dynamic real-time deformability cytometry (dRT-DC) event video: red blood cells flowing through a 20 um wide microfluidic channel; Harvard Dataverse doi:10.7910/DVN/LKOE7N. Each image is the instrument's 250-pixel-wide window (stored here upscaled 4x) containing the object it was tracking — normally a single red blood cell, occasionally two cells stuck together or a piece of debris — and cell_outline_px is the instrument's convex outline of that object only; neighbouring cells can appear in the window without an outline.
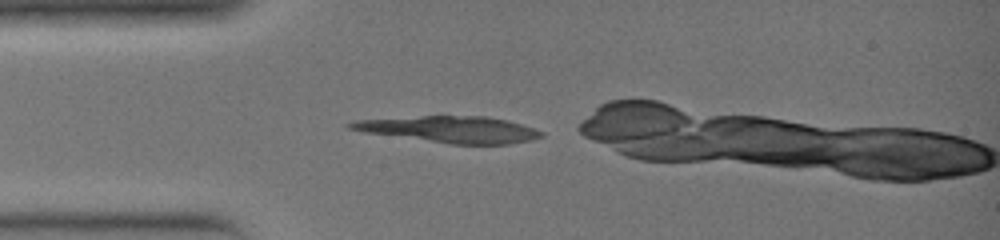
{"species": "common noctule bat (a hibernating species)", "species_latin": "Nyctalus noctula", "temperature_condition": "warm", "stored_images_in_passage": 10, "camera_frame_rate_fps": 3000, "um_per_image_px": 0.085, "animal": {"sex": "female", "body_mass_g": 19.0, "forearm_length_mm": 51.5}, "frame": {"image": 1, "passage_image": 1, "time_ms": 0.0, "image_size_px": [1000, 240], "cell_outline_px": [[544, 136], [532, 140], [508, 144], [452, 144], [364, 132], [348, 128], [344, 124], [352, 120], [424, 116], [488, 116], [508, 120], [544, 132]], "centroid_in_image_um": [38.25, 10.99], "position_along_channel_um": 46.8, "area_um2": 29.36}}
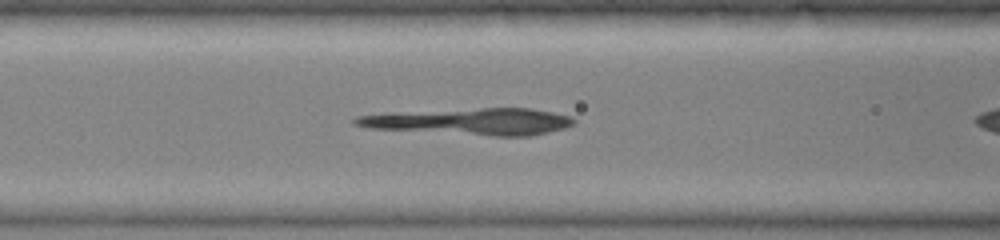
{"frame": {"image": 2, "passage_image": 6, "time_ms": 1.667, "image_size_px": [1000, 240], "cell_outline_px": [[576, 120], [572, 124], [564, 128], [528, 136], [496, 136], [368, 128], [352, 124], [352, 120], [356, 116], [388, 112], [480, 108], [532, 108], [552, 112], [568, 116]], "centroid_in_image_um": [39.92, 10.32], "position_along_channel_um": 126.7, "area_um2": 33.87}}